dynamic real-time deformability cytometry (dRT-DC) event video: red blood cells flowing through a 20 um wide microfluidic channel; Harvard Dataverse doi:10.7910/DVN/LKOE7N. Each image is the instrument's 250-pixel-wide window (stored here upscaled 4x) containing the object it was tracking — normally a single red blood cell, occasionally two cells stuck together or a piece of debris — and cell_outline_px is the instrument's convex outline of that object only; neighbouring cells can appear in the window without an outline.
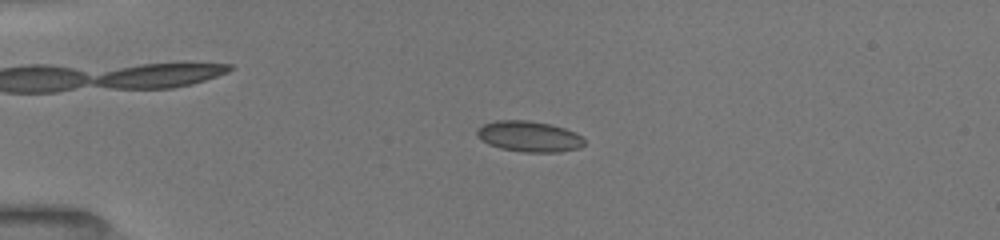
{"species": "common noctule bat (a hibernating species)", "species_latin": "Nyctalus noctula", "temperature_condition": "room temperature", "stored_images_in_passage": 29, "camera_frame_rate_fps": 3000, "um_per_image_px": 0.085, "animal": {"sex": "female", "body_mass_g": 19.5, "forearm_length_mm": 54.1}, "frame": {"image": 1, "passage_image": 12, "time_ms": 4.333, "image_size_px": [1000, 240], "cell_outline_px": [[584, 144], [580, 148], [556, 152], [524, 152], [500, 148], [488, 144], [476, 136], [476, 128], [484, 124], [496, 120], [528, 120], [552, 124], [576, 132], [584, 140]], "centroid_in_image_um": [44.95, 11.59], "position_along_channel_um": 40.1, "area_um2": 19.36}}
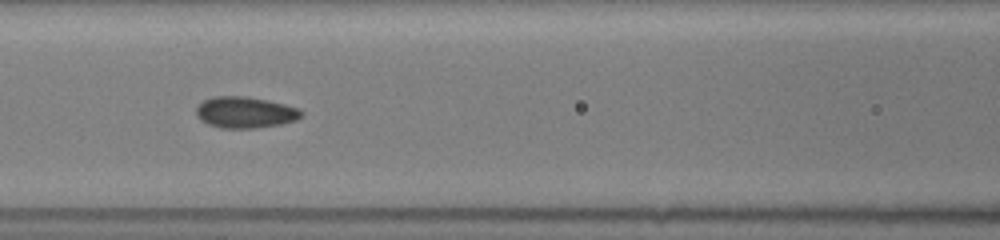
{"frame": {"image": 2, "passage_image": 21, "time_ms": 8.0, "image_size_px": [1000, 240], "cell_outline_px": [[304, 116], [296, 120], [280, 124], [256, 128], [220, 128], [208, 124], [200, 120], [196, 116], [196, 108], [204, 100], [212, 96], [248, 96], [268, 100], [300, 108], [304, 112]], "centroid_in_image_um": [20.86, 9.55], "position_along_channel_um": 145.7, "area_um2": 19.42}}
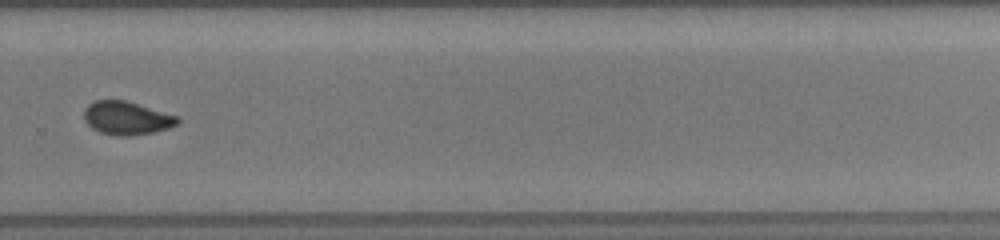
{"frame": {"image": 3, "passage_image": 29, "time_ms": 12.333, "image_size_px": [1000, 240], "cell_outline_px": [[180, 120], [176, 124], [168, 128], [152, 132], [132, 136], [116, 136], [100, 132], [92, 128], [84, 120], [84, 108], [88, 104], [96, 100], [124, 100], [180, 116]], "centroid_in_image_um": [10.76, 10.04], "position_along_channel_um": 319.0, "area_um2": 18.21}}